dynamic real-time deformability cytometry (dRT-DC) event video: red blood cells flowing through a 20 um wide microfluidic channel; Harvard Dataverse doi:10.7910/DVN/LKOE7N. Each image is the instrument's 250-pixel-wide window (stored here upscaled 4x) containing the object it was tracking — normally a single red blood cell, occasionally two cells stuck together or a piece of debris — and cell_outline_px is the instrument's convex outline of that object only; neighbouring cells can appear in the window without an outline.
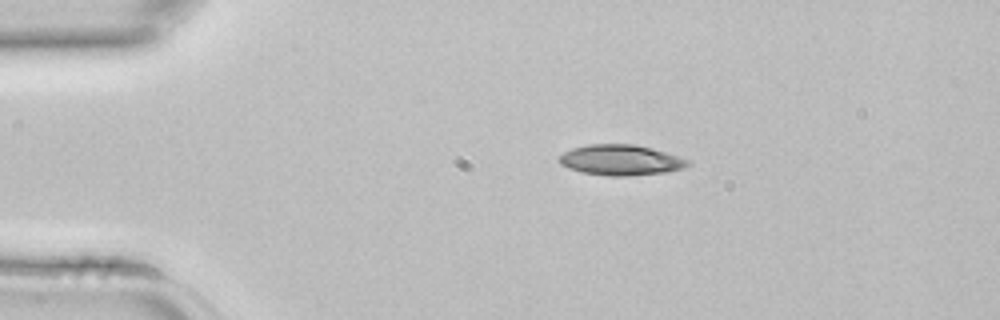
{"species": "common noctule bat (a hibernating species)", "species_latin": "Nyctalus noctula", "temperature_condition": "room temperature", "stored_images_in_passage": 2, "camera_frame_rate_fps": 3000, "um_per_image_px": 0.085, "animal": {"sex": "female", "body_mass_g": 22.7, "forearm_length_mm": 54.2}, "frame": {"image": 1, "passage_image": 1, "time_ms": 0.0, "image_size_px": [1000, 320], "cell_outline_px": [[692, 164], [684, 168], [664, 172], [628, 176], [608, 176], [580, 172], [568, 168], [560, 164], [556, 160], [564, 152], [572, 148], [592, 144], [636, 144], [652, 148], [688, 160]], "centroid_in_image_um": [52.72, 13.61], "position_along_channel_um": 32.3, "area_um2": 22.89}}